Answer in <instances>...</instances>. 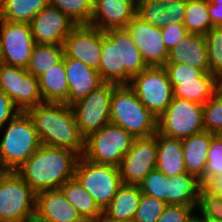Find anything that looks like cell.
<instances>
[{
    "label": "cell",
    "mask_w": 222,
    "mask_h": 222,
    "mask_svg": "<svg viewBox=\"0 0 222 222\" xmlns=\"http://www.w3.org/2000/svg\"><path fill=\"white\" fill-rule=\"evenodd\" d=\"M79 157L69 149L41 145L16 172L36 193L60 188L74 177Z\"/></svg>",
    "instance_id": "1"
},
{
    "label": "cell",
    "mask_w": 222,
    "mask_h": 222,
    "mask_svg": "<svg viewBox=\"0 0 222 222\" xmlns=\"http://www.w3.org/2000/svg\"><path fill=\"white\" fill-rule=\"evenodd\" d=\"M40 144L65 148L81 156L84 152V138L80 134L71 107L64 103L43 102L27 110Z\"/></svg>",
    "instance_id": "2"
},
{
    "label": "cell",
    "mask_w": 222,
    "mask_h": 222,
    "mask_svg": "<svg viewBox=\"0 0 222 222\" xmlns=\"http://www.w3.org/2000/svg\"><path fill=\"white\" fill-rule=\"evenodd\" d=\"M0 140V171H17L41 146L33 120L20 111L7 124Z\"/></svg>",
    "instance_id": "3"
},
{
    "label": "cell",
    "mask_w": 222,
    "mask_h": 222,
    "mask_svg": "<svg viewBox=\"0 0 222 222\" xmlns=\"http://www.w3.org/2000/svg\"><path fill=\"white\" fill-rule=\"evenodd\" d=\"M157 121L129 85H117L113 89L110 123L121 126L134 138H145L157 132Z\"/></svg>",
    "instance_id": "4"
},
{
    "label": "cell",
    "mask_w": 222,
    "mask_h": 222,
    "mask_svg": "<svg viewBox=\"0 0 222 222\" xmlns=\"http://www.w3.org/2000/svg\"><path fill=\"white\" fill-rule=\"evenodd\" d=\"M36 213V192L16 171H0V222H28Z\"/></svg>",
    "instance_id": "5"
},
{
    "label": "cell",
    "mask_w": 222,
    "mask_h": 222,
    "mask_svg": "<svg viewBox=\"0 0 222 222\" xmlns=\"http://www.w3.org/2000/svg\"><path fill=\"white\" fill-rule=\"evenodd\" d=\"M74 177L104 210L123 184L120 169L114 165L98 164L79 157Z\"/></svg>",
    "instance_id": "6"
},
{
    "label": "cell",
    "mask_w": 222,
    "mask_h": 222,
    "mask_svg": "<svg viewBox=\"0 0 222 222\" xmlns=\"http://www.w3.org/2000/svg\"><path fill=\"white\" fill-rule=\"evenodd\" d=\"M134 137L121 126L109 123L84 140L82 156L98 164L119 167Z\"/></svg>",
    "instance_id": "7"
},
{
    "label": "cell",
    "mask_w": 222,
    "mask_h": 222,
    "mask_svg": "<svg viewBox=\"0 0 222 222\" xmlns=\"http://www.w3.org/2000/svg\"><path fill=\"white\" fill-rule=\"evenodd\" d=\"M157 131L180 140L204 131L203 105L173 97L168 108L158 118Z\"/></svg>",
    "instance_id": "8"
},
{
    "label": "cell",
    "mask_w": 222,
    "mask_h": 222,
    "mask_svg": "<svg viewBox=\"0 0 222 222\" xmlns=\"http://www.w3.org/2000/svg\"><path fill=\"white\" fill-rule=\"evenodd\" d=\"M129 86L157 119L173 99V88L164 66L147 67L132 78Z\"/></svg>",
    "instance_id": "9"
},
{
    "label": "cell",
    "mask_w": 222,
    "mask_h": 222,
    "mask_svg": "<svg viewBox=\"0 0 222 222\" xmlns=\"http://www.w3.org/2000/svg\"><path fill=\"white\" fill-rule=\"evenodd\" d=\"M113 83H103L72 107L80 134L85 139L110 123Z\"/></svg>",
    "instance_id": "10"
},
{
    "label": "cell",
    "mask_w": 222,
    "mask_h": 222,
    "mask_svg": "<svg viewBox=\"0 0 222 222\" xmlns=\"http://www.w3.org/2000/svg\"><path fill=\"white\" fill-rule=\"evenodd\" d=\"M0 89L20 111L43 103L38 78L23 67L1 63Z\"/></svg>",
    "instance_id": "11"
},
{
    "label": "cell",
    "mask_w": 222,
    "mask_h": 222,
    "mask_svg": "<svg viewBox=\"0 0 222 222\" xmlns=\"http://www.w3.org/2000/svg\"><path fill=\"white\" fill-rule=\"evenodd\" d=\"M35 41L29 23L0 19V49L2 63L27 68Z\"/></svg>",
    "instance_id": "12"
},
{
    "label": "cell",
    "mask_w": 222,
    "mask_h": 222,
    "mask_svg": "<svg viewBox=\"0 0 222 222\" xmlns=\"http://www.w3.org/2000/svg\"><path fill=\"white\" fill-rule=\"evenodd\" d=\"M157 164L156 133L150 137L134 138L130 150L119 166L122 183L139 185Z\"/></svg>",
    "instance_id": "13"
},
{
    "label": "cell",
    "mask_w": 222,
    "mask_h": 222,
    "mask_svg": "<svg viewBox=\"0 0 222 222\" xmlns=\"http://www.w3.org/2000/svg\"><path fill=\"white\" fill-rule=\"evenodd\" d=\"M64 54L98 71L102 51V31L89 24L76 25L64 41Z\"/></svg>",
    "instance_id": "14"
},
{
    "label": "cell",
    "mask_w": 222,
    "mask_h": 222,
    "mask_svg": "<svg viewBox=\"0 0 222 222\" xmlns=\"http://www.w3.org/2000/svg\"><path fill=\"white\" fill-rule=\"evenodd\" d=\"M30 25L35 43L63 45L77 24L49 3L32 19Z\"/></svg>",
    "instance_id": "15"
},
{
    "label": "cell",
    "mask_w": 222,
    "mask_h": 222,
    "mask_svg": "<svg viewBox=\"0 0 222 222\" xmlns=\"http://www.w3.org/2000/svg\"><path fill=\"white\" fill-rule=\"evenodd\" d=\"M148 67L165 66L169 51L165 46L161 28L152 26L135 16L126 26Z\"/></svg>",
    "instance_id": "16"
},
{
    "label": "cell",
    "mask_w": 222,
    "mask_h": 222,
    "mask_svg": "<svg viewBox=\"0 0 222 222\" xmlns=\"http://www.w3.org/2000/svg\"><path fill=\"white\" fill-rule=\"evenodd\" d=\"M63 59L69 86V97L64 104L72 108L104 82L97 70L88 67L80 60L67 57L65 54Z\"/></svg>",
    "instance_id": "17"
},
{
    "label": "cell",
    "mask_w": 222,
    "mask_h": 222,
    "mask_svg": "<svg viewBox=\"0 0 222 222\" xmlns=\"http://www.w3.org/2000/svg\"><path fill=\"white\" fill-rule=\"evenodd\" d=\"M137 0H94V11L89 25L106 31L126 28L136 16Z\"/></svg>",
    "instance_id": "18"
},
{
    "label": "cell",
    "mask_w": 222,
    "mask_h": 222,
    "mask_svg": "<svg viewBox=\"0 0 222 222\" xmlns=\"http://www.w3.org/2000/svg\"><path fill=\"white\" fill-rule=\"evenodd\" d=\"M187 0H137V12L143 21L157 28L183 24Z\"/></svg>",
    "instance_id": "19"
},
{
    "label": "cell",
    "mask_w": 222,
    "mask_h": 222,
    "mask_svg": "<svg viewBox=\"0 0 222 222\" xmlns=\"http://www.w3.org/2000/svg\"><path fill=\"white\" fill-rule=\"evenodd\" d=\"M49 222H86L60 188L36 193V213Z\"/></svg>",
    "instance_id": "20"
},
{
    "label": "cell",
    "mask_w": 222,
    "mask_h": 222,
    "mask_svg": "<svg viewBox=\"0 0 222 222\" xmlns=\"http://www.w3.org/2000/svg\"><path fill=\"white\" fill-rule=\"evenodd\" d=\"M105 34L111 40H120V85H129L148 66L127 28L109 29Z\"/></svg>",
    "instance_id": "21"
},
{
    "label": "cell",
    "mask_w": 222,
    "mask_h": 222,
    "mask_svg": "<svg viewBox=\"0 0 222 222\" xmlns=\"http://www.w3.org/2000/svg\"><path fill=\"white\" fill-rule=\"evenodd\" d=\"M167 63H184L209 73L208 51L205 37L188 33L169 52Z\"/></svg>",
    "instance_id": "22"
},
{
    "label": "cell",
    "mask_w": 222,
    "mask_h": 222,
    "mask_svg": "<svg viewBox=\"0 0 222 222\" xmlns=\"http://www.w3.org/2000/svg\"><path fill=\"white\" fill-rule=\"evenodd\" d=\"M214 133L202 131L188 138L182 139L183 155L187 173L194 176L205 186V169L208 150Z\"/></svg>",
    "instance_id": "23"
},
{
    "label": "cell",
    "mask_w": 222,
    "mask_h": 222,
    "mask_svg": "<svg viewBox=\"0 0 222 222\" xmlns=\"http://www.w3.org/2000/svg\"><path fill=\"white\" fill-rule=\"evenodd\" d=\"M157 164L156 169L166 177L187 173L183 155L182 140L171 138L156 132Z\"/></svg>",
    "instance_id": "24"
},
{
    "label": "cell",
    "mask_w": 222,
    "mask_h": 222,
    "mask_svg": "<svg viewBox=\"0 0 222 222\" xmlns=\"http://www.w3.org/2000/svg\"><path fill=\"white\" fill-rule=\"evenodd\" d=\"M139 185L122 184L100 218L132 221L141 198Z\"/></svg>",
    "instance_id": "25"
},
{
    "label": "cell",
    "mask_w": 222,
    "mask_h": 222,
    "mask_svg": "<svg viewBox=\"0 0 222 222\" xmlns=\"http://www.w3.org/2000/svg\"><path fill=\"white\" fill-rule=\"evenodd\" d=\"M43 102L65 103L69 97L64 59L38 77Z\"/></svg>",
    "instance_id": "26"
},
{
    "label": "cell",
    "mask_w": 222,
    "mask_h": 222,
    "mask_svg": "<svg viewBox=\"0 0 222 222\" xmlns=\"http://www.w3.org/2000/svg\"><path fill=\"white\" fill-rule=\"evenodd\" d=\"M60 189L86 222H99L103 210L75 177L67 180Z\"/></svg>",
    "instance_id": "27"
},
{
    "label": "cell",
    "mask_w": 222,
    "mask_h": 222,
    "mask_svg": "<svg viewBox=\"0 0 222 222\" xmlns=\"http://www.w3.org/2000/svg\"><path fill=\"white\" fill-rule=\"evenodd\" d=\"M219 91L218 80L211 73H203L195 80L180 81L173 87V97L204 105Z\"/></svg>",
    "instance_id": "28"
},
{
    "label": "cell",
    "mask_w": 222,
    "mask_h": 222,
    "mask_svg": "<svg viewBox=\"0 0 222 222\" xmlns=\"http://www.w3.org/2000/svg\"><path fill=\"white\" fill-rule=\"evenodd\" d=\"M200 181L189 173L168 177L167 204L197 207Z\"/></svg>",
    "instance_id": "29"
},
{
    "label": "cell",
    "mask_w": 222,
    "mask_h": 222,
    "mask_svg": "<svg viewBox=\"0 0 222 222\" xmlns=\"http://www.w3.org/2000/svg\"><path fill=\"white\" fill-rule=\"evenodd\" d=\"M49 3L50 0H0V19L30 24Z\"/></svg>",
    "instance_id": "30"
},
{
    "label": "cell",
    "mask_w": 222,
    "mask_h": 222,
    "mask_svg": "<svg viewBox=\"0 0 222 222\" xmlns=\"http://www.w3.org/2000/svg\"><path fill=\"white\" fill-rule=\"evenodd\" d=\"M98 72L105 83L120 85V40H111L102 31V51Z\"/></svg>",
    "instance_id": "31"
},
{
    "label": "cell",
    "mask_w": 222,
    "mask_h": 222,
    "mask_svg": "<svg viewBox=\"0 0 222 222\" xmlns=\"http://www.w3.org/2000/svg\"><path fill=\"white\" fill-rule=\"evenodd\" d=\"M63 56V45L35 43L29 65L26 69L33 76L38 78L40 75L59 63L63 59Z\"/></svg>",
    "instance_id": "32"
},
{
    "label": "cell",
    "mask_w": 222,
    "mask_h": 222,
    "mask_svg": "<svg viewBox=\"0 0 222 222\" xmlns=\"http://www.w3.org/2000/svg\"><path fill=\"white\" fill-rule=\"evenodd\" d=\"M183 24L189 33L205 36L213 28L209 0H187Z\"/></svg>",
    "instance_id": "33"
},
{
    "label": "cell",
    "mask_w": 222,
    "mask_h": 222,
    "mask_svg": "<svg viewBox=\"0 0 222 222\" xmlns=\"http://www.w3.org/2000/svg\"><path fill=\"white\" fill-rule=\"evenodd\" d=\"M50 4L66 14L77 25L90 24L94 0H50Z\"/></svg>",
    "instance_id": "34"
},
{
    "label": "cell",
    "mask_w": 222,
    "mask_h": 222,
    "mask_svg": "<svg viewBox=\"0 0 222 222\" xmlns=\"http://www.w3.org/2000/svg\"><path fill=\"white\" fill-rule=\"evenodd\" d=\"M209 73L217 80L222 77V26L213 27L205 36Z\"/></svg>",
    "instance_id": "35"
},
{
    "label": "cell",
    "mask_w": 222,
    "mask_h": 222,
    "mask_svg": "<svg viewBox=\"0 0 222 222\" xmlns=\"http://www.w3.org/2000/svg\"><path fill=\"white\" fill-rule=\"evenodd\" d=\"M200 218L217 222L222 219V198L201 186L198 192L197 207Z\"/></svg>",
    "instance_id": "36"
},
{
    "label": "cell",
    "mask_w": 222,
    "mask_h": 222,
    "mask_svg": "<svg viewBox=\"0 0 222 222\" xmlns=\"http://www.w3.org/2000/svg\"><path fill=\"white\" fill-rule=\"evenodd\" d=\"M204 131L216 134L222 129V94L218 91L203 105Z\"/></svg>",
    "instance_id": "37"
},
{
    "label": "cell",
    "mask_w": 222,
    "mask_h": 222,
    "mask_svg": "<svg viewBox=\"0 0 222 222\" xmlns=\"http://www.w3.org/2000/svg\"><path fill=\"white\" fill-rule=\"evenodd\" d=\"M166 205L165 201L142 193L133 221L156 222Z\"/></svg>",
    "instance_id": "38"
},
{
    "label": "cell",
    "mask_w": 222,
    "mask_h": 222,
    "mask_svg": "<svg viewBox=\"0 0 222 222\" xmlns=\"http://www.w3.org/2000/svg\"><path fill=\"white\" fill-rule=\"evenodd\" d=\"M167 183L168 177L158 169H154L143 179L139 186L143 194L165 201L167 204Z\"/></svg>",
    "instance_id": "39"
},
{
    "label": "cell",
    "mask_w": 222,
    "mask_h": 222,
    "mask_svg": "<svg viewBox=\"0 0 222 222\" xmlns=\"http://www.w3.org/2000/svg\"><path fill=\"white\" fill-rule=\"evenodd\" d=\"M222 174V141L214 136L209 145L205 169V186L216 176Z\"/></svg>",
    "instance_id": "40"
},
{
    "label": "cell",
    "mask_w": 222,
    "mask_h": 222,
    "mask_svg": "<svg viewBox=\"0 0 222 222\" xmlns=\"http://www.w3.org/2000/svg\"><path fill=\"white\" fill-rule=\"evenodd\" d=\"M164 67L168 73L172 88L176 84H180V81L195 80L203 74L200 69L184 63H166Z\"/></svg>",
    "instance_id": "41"
},
{
    "label": "cell",
    "mask_w": 222,
    "mask_h": 222,
    "mask_svg": "<svg viewBox=\"0 0 222 222\" xmlns=\"http://www.w3.org/2000/svg\"><path fill=\"white\" fill-rule=\"evenodd\" d=\"M196 207L167 204L156 222H189Z\"/></svg>",
    "instance_id": "42"
},
{
    "label": "cell",
    "mask_w": 222,
    "mask_h": 222,
    "mask_svg": "<svg viewBox=\"0 0 222 222\" xmlns=\"http://www.w3.org/2000/svg\"><path fill=\"white\" fill-rule=\"evenodd\" d=\"M166 48L170 52L189 33L184 24H169L161 28Z\"/></svg>",
    "instance_id": "43"
},
{
    "label": "cell",
    "mask_w": 222,
    "mask_h": 222,
    "mask_svg": "<svg viewBox=\"0 0 222 222\" xmlns=\"http://www.w3.org/2000/svg\"><path fill=\"white\" fill-rule=\"evenodd\" d=\"M20 110L14 105L9 97L0 89V131L16 116Z\"/></svg>",
    "instance_id": "44"
},
{
    "label": "cell",
    "mask_w": 222,
    "mask_h": 222,
    "mask_svg": "<svg viewBox=\"0 0 222 222\" xmlns=\"http://www.w3.org/2000/svg\"><path fill=\"white\" fill-rule=\"evenodd\" d=\"M209 14L213 27L222 26V5H214L209 0Z\"/></svg>",
    "instance_id": "45"
},
{
    "label": "cell",
    "mask_w": 222,
    "mask_h": 222,
    "mask_svg": "<svg viewBox=\"0 0 222 222\" xmlns=\"http://www.w3.org/2000/svg\"><path fill=\"white\" fill-rule=\"evenodd\" d=\"M205 187L222 198V174L214 177Z\"/></svg>",
    "instance_id": "46"
},
{
    "label": "cell",
    "mask_w": 222,
    "mask_h": 222,
    "mask_svg": "<svg viewBox=\"0 0 222 222\" xmlns=\"http://www.w3.org/2000/svg\"><path fill=\"white\" fill-rule=\"evenodd\" d=\"M99 222H134L132 221H122V220H114L112 218H100Z\"/></svg>",
    "instance_id": "47"
},
{
    "label": "cell",
    "mask_w": 222,
    "mask_h": 222,
    "mask_svg": "<svg viewBox=\"0 0 222 222\" xmlns=\"http://www.w3.org/2000/svg\"><path fill=\"white\" fill-rule=\"evenodd\" d=\"M28 222H49V221H46V220L38 217V216L35 214Z\"/></svg>",
    "instance_id": "48"
},
{
    "label": "cell",
    "mask_w": 222,
    "mask_h": 222,
    "mask_svg": "<svg viewBox=\"0 0 222 222\" xmlns=\"http://www.w3.org/2000/svg\"><path fill=\"white\" fill-rule=\"evenodd\" d=\"M189 222H203V218H200L197 214H195Z\"/></svg>",
    "instance_id": "49"
},
{
    "label": "cell",
    "mask_w": 222,
    "mask_h": 222,
    "mask_svg": "<svg viewBox=\"0 0 222 222\" xmlns=\"http://www.w3.org/2000/svg\"><path fill=\"white\" fill-rule=\"evenodd\" d=\"M215 136L220 140L222 141V129H220L216 134Z\"/></svg>",
    "instance_id": "50"
},
{
    "label": "cell",
    "mask_w": 222,
    "mask_h": 222,
    "mask_svg": "<svg viewBox=\"0 0 222 222\" xmlns=\"http://www.w3.org/2000/svg\"><path fill=\"white\" fill-rule=\"evenodd\" d=\"M214 5H222V0H210Z\"/></svg>",
    "instance_id": "51"
},
{
    "label": "cell",
    "mask_w": 222,
    "mask_h": 222,
    "mask_svg": "<svg viewBox=\"0 0 222 222\" xmlns=\"http://www.w3.org/2000/svg\"><path fill=\"white\" fill-rule=\"evenodd\" d=\"M219 92L222 94V77L218 80Z\"/></svg>",
    "instance_id": "52"
},
{
    "label": "cell",
    "mask_w": 222,
    "mask_h": 222,
    "mask_svg": "<svg viewBox=\"0 0 222 222\" xmlns=\"http://www.w3.org/2000/svg\"><path fill=\"white\" fill-rule=\"evenodd\" d=\"M2 63V58H1V49H0V64Z\"/></svg>",
    "instance_id": "53"
},
{
    "label": "cell",
    "mask_w": 222,
    "mask_h": 222,
    "mask_svg": "<svg viewBox=\"0 0 222 222\" xmlns=\"http://www.w3.org/2000/svg\"><path fill=\"white\" fill-rule=\"evenodd\" d=\"M203 222H213V221H208V220L203 219Z\"/></svg>",
    "instance_id": "54"
}]
</instances>
